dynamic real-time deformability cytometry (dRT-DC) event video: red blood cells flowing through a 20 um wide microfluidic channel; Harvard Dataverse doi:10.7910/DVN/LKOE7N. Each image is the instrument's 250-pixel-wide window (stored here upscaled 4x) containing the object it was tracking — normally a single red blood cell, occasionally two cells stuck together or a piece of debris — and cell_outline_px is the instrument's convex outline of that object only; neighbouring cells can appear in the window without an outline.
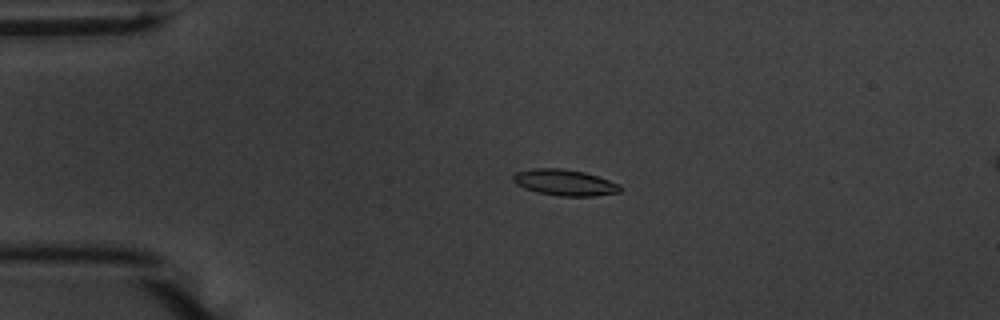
{"species": "common noctule bat (a hibernating species)", "species_latin": "Nyctalus noctula", "temperature_condition": "warm", "stored_images_in_passage": 56, "camera_frame_rate_fps": 3000, "um_per_image_px": 0.085, "animal": {"sex": "male", "body_mass_g": 20.1, "forearm_length_mm": 53.5}, "frame": {"image": 1, "passage_image": 13, "time_ms": 4.0, "image_size_px": [1000, 320], "cell_outline_px": [[624, 188], [620, 192], [592, 196], [560, 196], [536, 192], [524, 188], [516, 184], [512, 180], [512, 176], [516, 172], [532, 168], [560, 168], [584, 172], [620, 184]], "centroid_in_image_um": [47.98, 15.51], "position_along_channel_um": 37.0, "area_um2": 16.36}}
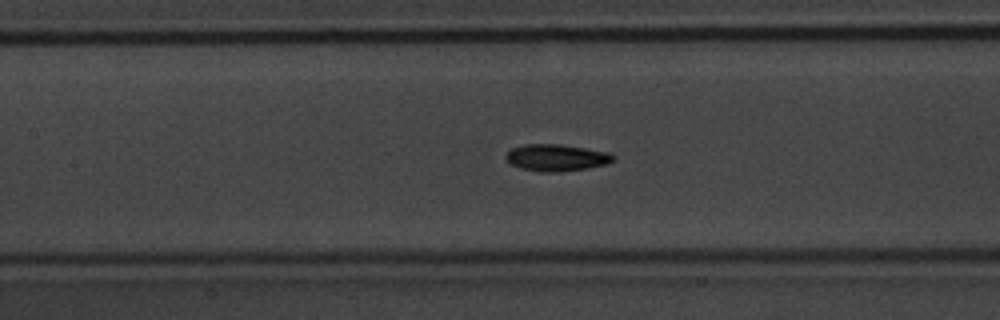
{"frame": {"image": 2, "passage_image": 26, "time_ms": 8.333, "image_size_px": [1000, 320], "cell_outline_px": [[616, 160], [608, 164], [588, 168], [560, 172], [540, 172], [520, 168], [508, 164], [504, 156], [512, 148], [524, 144], [560, 144], [608, 152], [616, 156]], "centroid_in_image_um": [47.29, 13.41], "position_along_channel_um": 160.1, "area_um2": 17.05}}
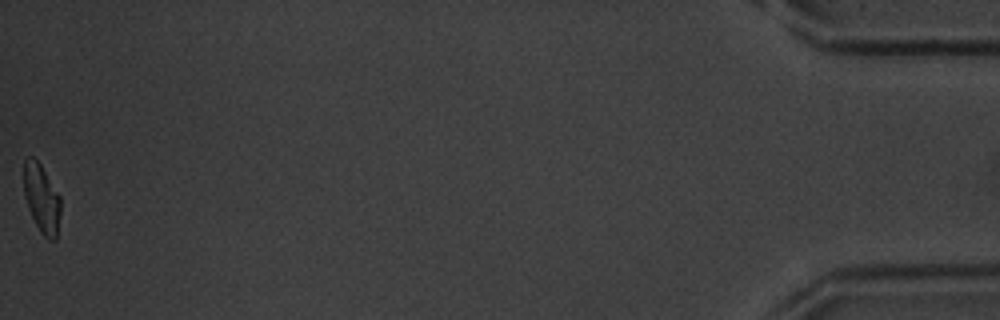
{"frame": {"image": 3, "passage_image": 56, "time_ms": 18.333, "image_size_px": [1000, 320], "cell_outline_px": [[60, 212], [56, 240], [48, 240], [40, 232], [28, 208], [24, 196], [24, 160], [28, 156], [32, 156], [40, 164], [60, 196]], "centroid_in_image_um": [3.53, 16.88], "position_along_channel_um": 431.7, "area_um2": 14.62}, "authors_computed_cell_mechanics": {"area_um2": 15.9528, "velocity_mm_per_s": 3.6791, "shape_relaxation_time_tau1_ms": 2.2179, "shape_relaxation_time_tau2_ms": 1.6984, "deformation_change_tau1": 0.1425, "deformation_change_tau2": 0.0752}}